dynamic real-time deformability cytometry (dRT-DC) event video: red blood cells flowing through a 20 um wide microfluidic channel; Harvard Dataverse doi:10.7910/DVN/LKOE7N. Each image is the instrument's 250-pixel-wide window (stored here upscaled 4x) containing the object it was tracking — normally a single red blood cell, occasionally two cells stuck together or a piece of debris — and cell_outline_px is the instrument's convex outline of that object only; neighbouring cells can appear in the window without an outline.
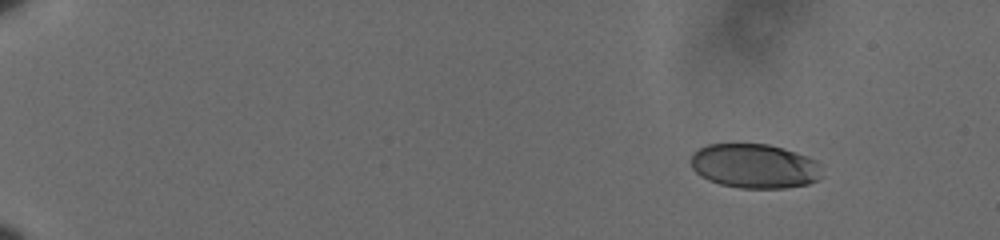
{"species": "human", "species_latin": "Homo sapiens", "temperature_condition": "cold", "stored_images_in_passage": 54, "camera_frame_rate_fps": 3000, "um_per_image_px": 0.085, "donor": {"sex": "male"}, "frame": {"image": 1, "passage_image": 1, "time_ms": 0.0, "image_size_px": [1000, 240], "cell_outline_px": [[820, 180], [808, 184], [784, 188], [740, 188], [720, 184], [708, 180], [700, 176], [692, 168], [692, 152], [708, 144], [768, 144], [784, 148], [816, 160], [820, 176]], "centroid_in_image_um": [64.11, 14.12], "position_along_channel_um": 20.9, "area_um2": 33.81}}
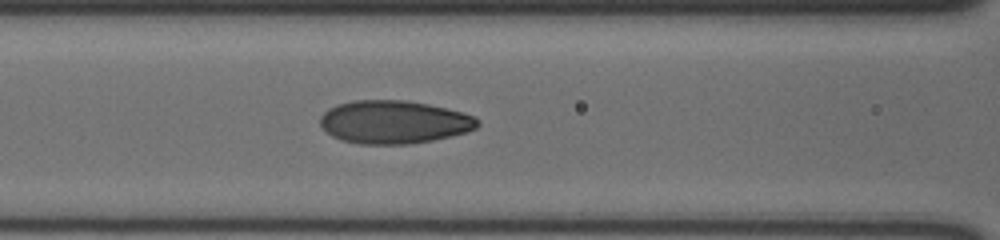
{"frame": {"image": 2, "passage_image": 23, "time_ms": 7.333, "image_size_px": [1000, 240], "cell_outline_px": [[480, 124], [476, 128], [468, 132], [432, 140], [408, 144], [360, 144], [340, 140], [332, 136], [320, 124], [320, 116], [328, 108], [336, 104], [352, 100], [404, 100], [428, 104], [476, 116], [480, 120]], "centroid_in_image_um": [33.48, 10.37], "position_along_channel_um": 133.1, "area_um2": 39.65}}
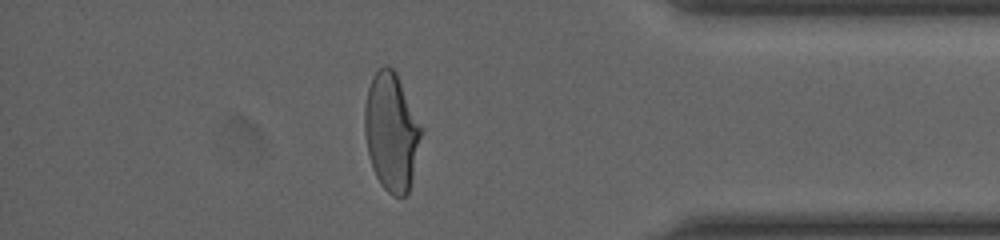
{"frame": {"image": 3, "passage_image": 47, "time_ms": 15.333, "image_size_px": [1000, 240], "cell_outline_px": [[424, 128], [408, 192], [404, 196], [392, 196], [380, 184], [372, 168], [368, 152], [364, 132], [364, 108], [368, 88], [372, 76], [384, 64], [388, 64], [396, 72]], "centroid_in_image_um": [33.27, 11.17], "position_along_channel_um": 401.9, "area_um2": 39.19}, "authors_computed_cell_mechanics": {"area_um2": 38.2058, "velocity_mm_per_s": 3.6037, "shape_relaxation_time_tau1_ms": 5.3236, "shape_relaxation_time_tau2_ms": null, "deformation_change_tau1": 0.1821, "deformation_change_tau2": null}}